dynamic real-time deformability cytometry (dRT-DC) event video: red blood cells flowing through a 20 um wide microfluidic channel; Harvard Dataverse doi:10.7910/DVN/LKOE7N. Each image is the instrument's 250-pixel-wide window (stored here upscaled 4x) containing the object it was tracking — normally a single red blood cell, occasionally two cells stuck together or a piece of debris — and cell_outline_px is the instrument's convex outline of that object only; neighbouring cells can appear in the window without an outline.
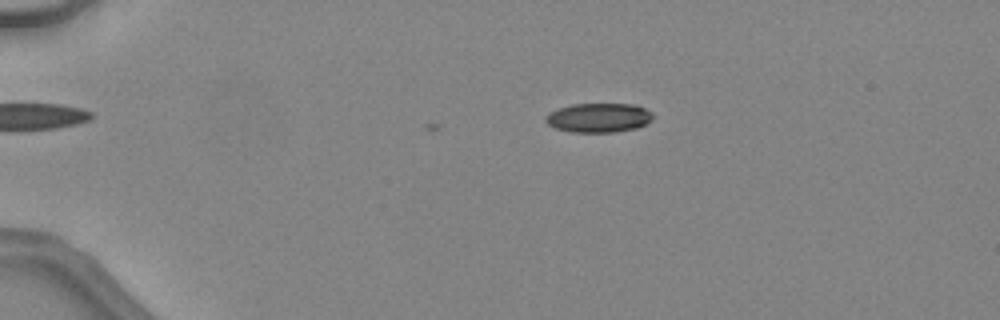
{"species": "common noctule bat (a hibernating species)", "species_latin": "Nyctalus noctula", "temperature_condition": "warm", "stored_images_in_passage": 5, "camera_frame_rate_fps": 3000, "um_per_image_px": 0.085, "animal": {"sex": "female", "body_mass_g": 24.6, "forearm_length_mm": 56.2}, "frame": {"image": 1, "passage_image": 1, "time_ms": 0.0, "image_size_px": [1000, 320], "cell_outline_px": [[652, 120], [636, 128], [616, 132], [572, 132], [556, 128], [548, 124], [544, 120], [544, 116], [548, 112], [572, 104], [632, 104], [644, 108], [652, 112]], "centroid_in_image_um": [50.86, 10.0], "position_along_channel_um": 34.1, "area_um2": 18.26}}